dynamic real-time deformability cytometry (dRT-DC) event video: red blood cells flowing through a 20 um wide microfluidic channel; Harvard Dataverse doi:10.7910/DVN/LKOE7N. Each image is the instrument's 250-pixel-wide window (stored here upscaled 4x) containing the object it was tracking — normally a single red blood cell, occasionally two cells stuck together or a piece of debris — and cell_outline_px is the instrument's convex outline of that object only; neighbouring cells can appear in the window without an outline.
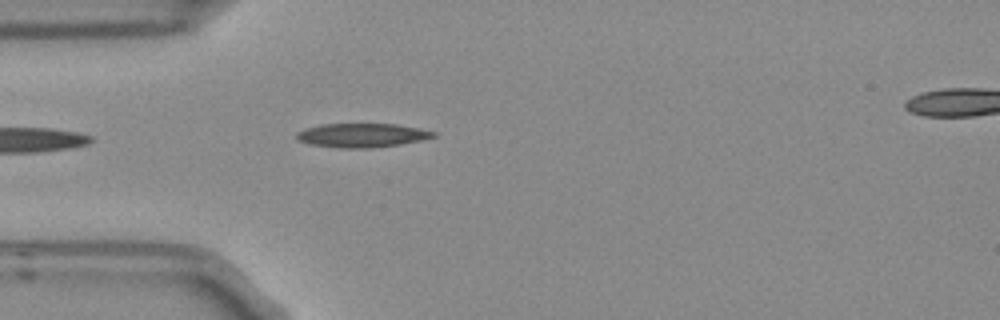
{"species": "Egyptian fruit bat (a non-hibernating species)", "species_latin": "Rousettus aegyptiacus", "temperature_condition": "room temperature", "stored_images_in_passage": 4, "segment_of_instrument_passage": [2, 2], "camera_frame_rate_fps": 3000, "um_per_image_px": 0.085, "frame": {"image": 1, "passage_image": 4, "time_ms": 1.0, "image_size_px": [1000, 320], "cell_outline_px": [[436, 136], [420, 140], [400, 144], [368, 148], [340, 148], [312, 144], [300, 140], [296, 136], [296, 132], [304, 128], [320, 124], [396, 124], [420, 128], [436, 132]], "centroid_in_image_um": [30.77, 11.49], "position_along_channel_um": 54.2, "area_um2": 18.96}}